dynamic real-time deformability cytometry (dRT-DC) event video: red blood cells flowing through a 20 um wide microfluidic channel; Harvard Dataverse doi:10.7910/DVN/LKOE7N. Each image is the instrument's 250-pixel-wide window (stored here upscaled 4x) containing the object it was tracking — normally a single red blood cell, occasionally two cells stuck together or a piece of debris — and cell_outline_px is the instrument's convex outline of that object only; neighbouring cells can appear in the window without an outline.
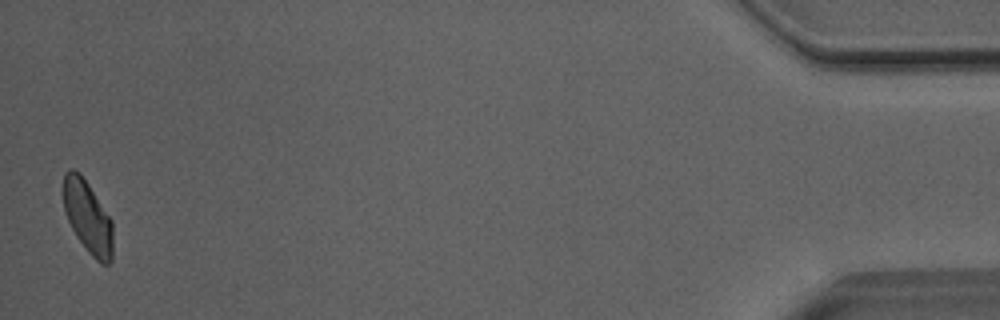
{"species": "Egyptian fruit bat (a non-hibernating species)", "species_latin": "Rousettus aegyptiacus", "temperature_condition": "room temperature", "stored_images_in_passage": 50, "camera_frame_rate_fps": 3000, "um_per_image_px": 0.085, "animal": {"sex": "male"}, "frame": {"image": 1, "passage_image": 50, "time_ms": 16.333, "image_size_px": [1000, 320], "cell_outline_px": [[112, 260], [108, 264], [100, 264], [88, 252], [76, 236], [68, 220], [64, 208], [64, 172], [68, 168], [72, 168], [80, 172], [112, 220]], "centroid_in_image_um": [7.46, 18.44], "position_along_channel_um": 427.7, "area_um2": 20.81}, "authors_computed_cell_mechanics": {"area_um2": 22.0507, "velocity_mm_per_s": 4.0461, "shape_relaxation_time_tau1_ms": 3.6632, "shape_relaxation_time_tau2_ms": 1.6408, "deformation_change_tau1": 0.1098, "deformation_change_tau2": 0.0556}}